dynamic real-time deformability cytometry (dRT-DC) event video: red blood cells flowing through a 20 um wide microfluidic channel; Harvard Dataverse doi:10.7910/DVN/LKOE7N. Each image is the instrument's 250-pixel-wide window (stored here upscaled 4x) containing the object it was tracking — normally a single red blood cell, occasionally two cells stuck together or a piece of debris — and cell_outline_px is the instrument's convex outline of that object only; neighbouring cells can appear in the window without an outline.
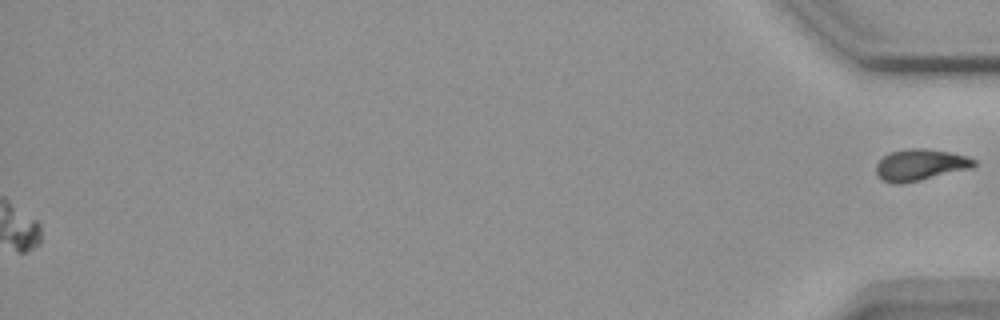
{"species": "common noctule bat (a hibernating species)", "species_latin": "Nyctalus noctula", "temperature_condition": "warm", "stored_images_in_passage": 58, "segment_of_instrument_passage": [2, 2], "camera_frame_rate_fps": 3000, "um_per_image_px": 0.085, "animal": {"sex": "female", "body_mass_g": 18.4}, "frame": {"image": 1, "passage_image": 58, "time_ms": 19.0, "image_size_px": [1000, 320], "cell_outline_px": [[976, 164], [972, 168], [904, 184], [892, 184], [880, 180], [876, 172], [876, 164], [884, 156], [892, 152], [908, 148], [924, 148], [948, 152], [968, 156], [976, 160]], "centroid_in_image_um": [78.21, 14.03], "position_along_channel_um": 357.0, "area_um2": 18.09}}